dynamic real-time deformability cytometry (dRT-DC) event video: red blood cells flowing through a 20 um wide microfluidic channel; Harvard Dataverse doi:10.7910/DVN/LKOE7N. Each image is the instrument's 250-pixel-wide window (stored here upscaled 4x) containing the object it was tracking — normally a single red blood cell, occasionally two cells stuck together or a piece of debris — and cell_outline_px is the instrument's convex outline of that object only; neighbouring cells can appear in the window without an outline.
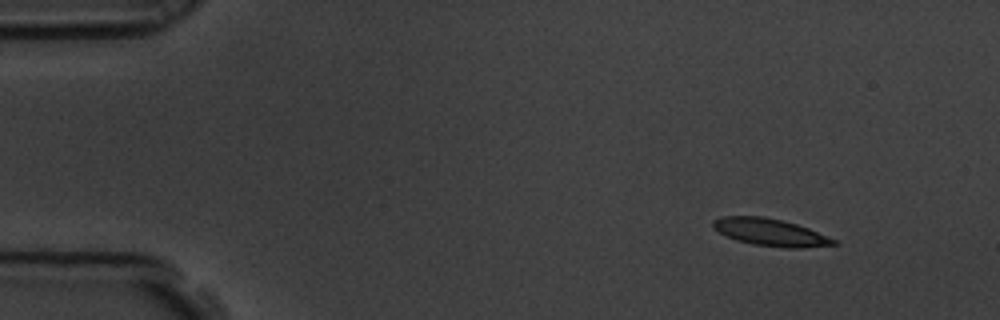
{"species": "common noctule bat (a hibernating species)", "species_latin": "Nyctalus noctula", "temperature_condition": "room temperature", "stored_images_in_passage": 6, "segment_of_instrument_passage": [1, 2], "camera_frame_rate_fps": 3000, "um_per_image_px": 0.085, "animal": {"sex": "male", "body_mass_g": 19.5, "forearm_length_mm": 54.6}, "frame": {"image": 1, "passage_image": 2, "time_ms": 0.333, "image_size_px": [1000, 320], "cell_outline_px": [[840, 244], [804, 248], [788, 248], [752, 244], [736, 240], [712, 228], [712, 220], [724, 216], [764, 216], [784, 220], [808, 228], [836, 240]], "centroid_in_image_um": [65.48, 19.74], "position_along_channel_um": 19.5, "area_um2": 19.19}}